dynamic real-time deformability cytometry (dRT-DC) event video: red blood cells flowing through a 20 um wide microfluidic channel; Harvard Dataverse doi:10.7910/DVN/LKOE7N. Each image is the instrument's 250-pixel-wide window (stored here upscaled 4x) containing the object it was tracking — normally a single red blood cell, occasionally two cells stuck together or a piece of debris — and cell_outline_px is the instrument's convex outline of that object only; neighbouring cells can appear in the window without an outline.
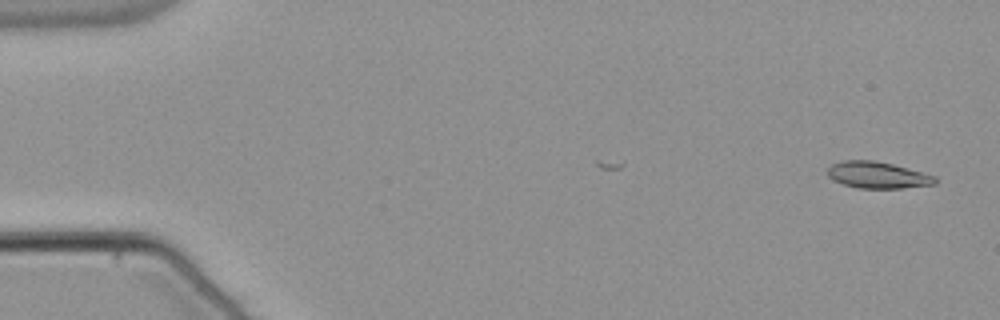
{"species": "common noctule bat (a hibernating species)", "species_latin": "Nyctalus noctula", "temperature_condition": "warm", "stored_images_in_passage": 2, "camera_frame_rate_fps": 3000, "um_per_image_px": 0.085, "animal": {"sex": "male", "body_mass_g": 21.5, "forearm_length_mm": 52.0}, "frame": {"image": 1, "passage_image": 2, "time_ms": 0.333, "image_size_px": [1000, 320], "cell_outline_px": [[936, 184], [904, 188], [856, 188], [832, 180], [828, 176], [828, 168], [832, 164], [840, 160], [872, 160], [892, 164], [936, 176]], "centroid_in_image_um": [74.57, 14.88], "position_along_channel_um": 10.4, "area_um2": 16.65}}